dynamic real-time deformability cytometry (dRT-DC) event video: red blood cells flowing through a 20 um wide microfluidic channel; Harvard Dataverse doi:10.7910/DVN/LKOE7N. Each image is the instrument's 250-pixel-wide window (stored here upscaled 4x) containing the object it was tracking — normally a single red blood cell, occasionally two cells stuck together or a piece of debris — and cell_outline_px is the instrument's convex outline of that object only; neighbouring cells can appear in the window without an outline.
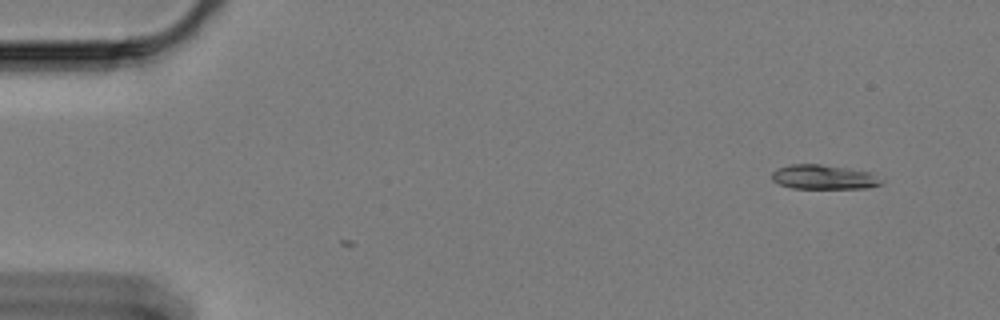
{"species": "Egyptian fruit bat (a non-hibernating species)", "species_latin": "Rousettus aegyptiacus", "temperature_condition": "cold", "stored_images_in_passage": 4, "camera_frame_rate_fps": 3000, "um_per_image_px": 0.085, "animal": {"sex": "female"}, "frame": {"image": 1, "passage_image": 4, "time_ms": 1.0, "image_size_px": [1000, 320], "cell_outline_px": [[884, 184], [868, 188], [792, 188], [780, 184], [772, 180], [772, 172], [776, 168], [792, 164], [820, 164], [848, 168], [872, 172], [884, 180]], "centroid_in_image_um": [70.07, 15.05], "position_along_channel_um": 14.9, "area_um2": 15.78}}